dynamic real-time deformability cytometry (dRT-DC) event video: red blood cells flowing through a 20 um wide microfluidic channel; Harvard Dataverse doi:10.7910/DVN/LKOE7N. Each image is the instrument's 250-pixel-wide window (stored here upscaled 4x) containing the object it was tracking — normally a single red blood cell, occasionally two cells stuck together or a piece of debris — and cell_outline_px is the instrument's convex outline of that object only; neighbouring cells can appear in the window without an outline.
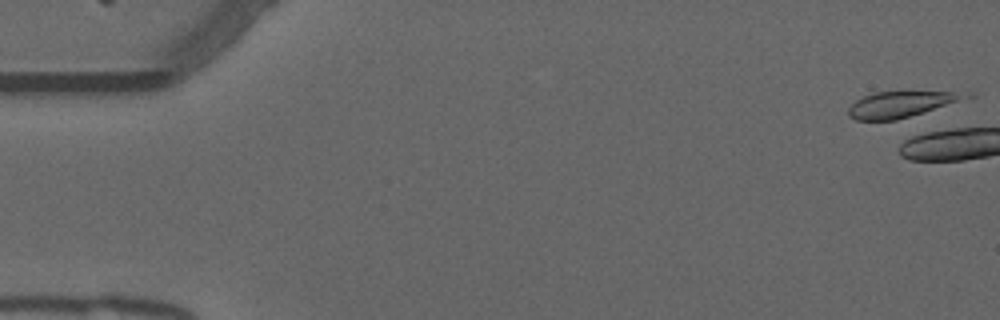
{"species": "common noctule bat (a hibernating species)", "species_latin": "Nyctalus noctula", "temperature_condition": "warm", "stored_images_in_passage": 4, "camera_frame_rate_fps": 3000, "um_per_image_px": 0.085, "animal": {"sex": "male", "forearm_length_mm": 52.5}, "frame": {"image": 1, "passage_image": 1, "time_ms": 0.0, "image_size_px": [1000, 320], "cell_outline_px": [[976, 96], [896, 120], [856, 120], [848, 116], [848, 108], [856, 100], [864, 96], [876, 92], [968, 92]], "centroid_in_image_um": [76.59, 8.86], "position_along_channel_um": 8.4, "area_um2": 17.51}}